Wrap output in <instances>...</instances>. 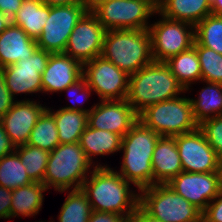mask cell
Listing matches in <instances>:
<instances>
[{
	"label": "cell",
	"mask_w": 222,
	"mask_h": 222,
	"mask_svg": "<svg viewBox=\"0 0 222 222\" xmlns=\"http://www.w3.org/2000/svg\"><path fill=\"white\" fill-rule=\"evenodd\" d=\"M167 184L203 212L221 190L220 172H180Z\"/></svg>",
	"instance_id": "15"
},
{
	"label": "cell",
	"mask_w": 222,
	"mask_h": 222,
	"mask_svg": "<svg viewBox=\"0 0 222 222\" xmlns=\"http://www.w3.org/2000/svg\"><path fill=\"white\" fill-rule=\"evenodd\" d=\"M38 49L35 39L18 26L10 25L0 33V68L26 60Z\"/></svg>",
	"instance_id": "19"
},
{
	"label": "cell",
	"mask_w": 222,
	"mask_h": 222,
	"mask_svg": "<svg viewBox=\"0 0 222 222\" xmlns=\"http://www.w3.org/2000/svg\"><path fill=\"white\" fill-rule=\"evenodd\" d=\"M182 163L183 172H219L220 160L215 150L208 144L203 132L196 130L174 136Z\"/></svg>",
	"instance_id": "13"
},
{
	"label": "cell",
	"mask_w": 222,
	"mask_h": 222,
	"mask_svg": "<svg viewBox=\"0 0 222 222\" xmlns=\"http://www.w3.org/2000/svg\"><path fill=\"white\" fill-rule=\"evenodd\" d=\"M42 105L28 98L15 100L11 109L0 119L15 148L27 144L39 116L47 108Z\"/></svg>",
	"instance_id": "17"
},
{
	"label": "cell",
	"mask_w": 222,
	"mask_h": 222,
	"mask_svg": "<svg viewBox=\"0 0 222 222\" xmlns=\"http://www.w3.org/2000/svg\"><path fill=\"white\" fill-rule=\"evenodd\" d=\"M185 93L166 62H155L144 66L129 77L126 100L139 114L152 104L178 97Z\"/></svg>",
	"instance_id": "3"
},
{
	"label": "cell",
	"mask_w": 222,
	"mask_h": 222,
	"mask_svg": "<svg viewBox=\"0 0 222 222\" xmlns=\"http://www.w3.org/2000/svg\"><path fill=\"white\" fill-rule=\"evenodd\" d=\"M92 168L95 167L88 160L79 142L59 144L49 153L43 183L47 189L53 187L55 191L62 193L69 189H81Z\"/></svg>",
	"instance_id": "5"
},
{
	"label": "cell",
	"mask_w": 222,
	"mask_h": 222,
	"mask_svg": "<svg viewBox=\"0 0 222 222\" xmlns=\"http://www.w3.org/2000/svg\"><path fill=\"white\" fill-rule=\"evenodd\" d=\"M16 151L0 159V186L8 189L33 183Z\"/></svg>",
	"instance_id": "29"
},
{
	"label": "cell",
	"mask_w": 222,
	"mask_h": 222,
	"mask_svg": "<svg viewBox=\"0 0 222 222\" xmlns=\"http://www.w3.org/2000/svg\"><path fill=\"white\" fill-rule=\"evenodd\" d=\"M50 54L38 48L28 59L2 68L6 87L13 98L16 94L43 93L41 75L46 69Z\"/></svg>",
	"instance_id": "14"
},
{
	"label": "cell",
	"mask_w": 222,
	"mask_h": 222,
	"mask_svg": "<svg viewBox=\"0 0 222 222\" xmlns=\"http://www.w3.org/2000/svg\"><path fill=\"white\" fill-rule=\"evenodd\" d=\"M58 215V222H88L92 208L82 189L68 192ZM54 222V221H49Z\"/></svg>",
	"instance_id": "30"
},
{
	"label": "cell",
	"mask_w": 222,
	"mask_h": 222,
	"mask_svg": "<svg viewBox=\"0 0 222 222\" xmlns=\"http://www.w3.org/2000/svg\"><path fill=\"white\" fill-rule=\"evenodd\" d=\"M15 151L30 179L36 183H43L50 152L29 144L16 147Z\"/></svg>",
	"instance_id": "31"
},
{
	"label": "cell",
	"mask_w": 222,
	"mask_h": 222,
	"mask_svg": "<svg viewBox=\"0 0 222 222\" xmlns=\"http://www.w3.org/2000/svg\"><path fill=\"white\" fill-rule=\"evenodd\" d=\"M212 7V14L222 15V0H208Z\"/></svg>",
	"instance_id": "45"
},
{
	"label": "cell",
	"mask_w": 222,
	"mask_h": 222,
	"mask_svg": "<svg viewBox=\"0 0 222 222\" xmlns=\"http://www.w3.org/2000/svg\"><path fill=\"white\" fill-rule=\"evenodd\" d=\"M220 179H221V189H222V161L220 162Z\"/></svg>",
	"instance_id": "49"
},
{
	"label": "cell",
	"mask_w": 222,
	"mask_h": 222,
	"mask_svg": "<svg viewBox=\"0 0 222 222\" xmlns=\"http://www.w3.org/2000/svg\"><path fill=\"white\" fill-rule=\"evenodd\" d=\"M23 0H0V9L11 19L18 12Z\"/></svg>",
	"instance_id": "40"
},
{
	"label": "cell",
	"mask_w": 222,
	"mask_h": 222,
	"mask_svg": "<svg viewBox=\"0 0 222 222\" xmlns=\"http://www.w3.org/2000/svg\"><path fill=\"white\" fill-rule=\"evenodd\" d=\"M69 95L68 99H72V100H77V104H82L84 103V101L88 100L89 96L91 95V92H94L86 83L85 78L82 76L78 81H76L75 83H73L71 86L67 87L65 90ZM76 97H75V95ZM79 94V95H77ZM77 98V99H76ZM76 102V101H73ZM75 106H66V107H62L63 109H68V110H73V111H81V112H85V113H89L92 109H93V105L90 109H83L82 106L78 107L76 103H74Z\"/></svg>",
	"instance_id": "35"
},
{
	"label": "cell",
	"mask_w": 222,
	"mask_h": 222,
	"mask_svg": "<svg viewBox=\"0 0 222 222\" xmlns=\"http://www.w3.org/2000/svg\"><path fill=\"white\" fill-rule=\"evenodd\" d=\"M160 16L159 21L150 24L148 32L153 60L166 62L194 45L195 29L192 24Z\"/></svg>",
	"instance_id": "9"
},
{
	"label": "cell",
	"mask_w": 222,
	"mask_h": 222,
	"mask_svg": "<svg viewBox=\"0 0 222 222\" xmlns=\"http://www.w3.org/2000/svg\"><path fill=\"white\" fill-rule=\"evenodd\" d=\"M54 116L58 130L60 144H73L80 140V136L88 126V113L60 108H47ZM55 111V112H54Z\"/></svg>",
	"instance_id": "25"
},
{
	"label": "cell",
	"mask_w": 222,
	"mask_h": 222,
	"mask_svg": "<svg viewBox=\"0 0 222 222\" xmlns=\"http://www.w3.org/2000/svg\"><path fill=\"white\" fill-rule=\"evenodd\" d=\"M139 121L158 135L174 137L198 128L190 98L176 97L149 105L138 114Z\"/></svg>",
	"instance_id": "6"
},
{
	"label": "cell",
	"mask_w": 222,
	"mask_h": 222,
	"mask_svg": "<svg viewBox=\"0 0 222 222\" xmlns=\"http://www.w3.org/2000/svg\"><path fill=\"white\" fill-rule=\"evenodd\" d=\"M195 41L222 54V15L210 14L195 27Z\"/></svg>",
	"instance_id": "32"
},
{
	"label": "cell",
	"mask_w": 222,
	"mask_h": 222,
	"mask_svg": "<svg viewBox=\"0 0 222 222\" xmlns=\"http://www.w3.org/2000/svg\"><path fill=\"white\" fill-rule=\"evenodd\" d=\"M153 185L167 184L183 172L175 137L161 136L152 155Z\"/></svg>",
	"instance_id": "20"
},
{
	"label": "cell",
	"mask_w": 222,
	"mask_h": 222,
	"mask_svg": "<svg viewBox=\"0 0 222 222\" xmlns=\"http://www.w3.org/2000/svg\"><path fill=\"white\" fill-rule=\"evenodd\" d=\"M12 190L0 186V219H10Z\"/></svg>",
	"instance_id": "38"
},
{
	"label": "cell",
	"mask_w": 222,
	"mask_h": 222,
	"mask_svg": "<svg viewBox=\"0 0 222 222\" xmlns=\"http://www.w3.org/2000/svg\"><path fill=\"white\" fill-rule=\"evenodd\" d=\"M82 76L100 100L127 98L130 76L102 55L83 64Z\"/></svg>",
	"instance_id": "10"
},
{
	"label": "cell",
	"mask_w": 222,
	"mask_h": 222,
	"mask_svg": "<svg viewBox=\"0 0 222 222\" xmlns=\"http://www.w3.org/2000/svg\"><path fill=\"white\" fill-rule=\"evenodd\" d=\"M113 222H135L134 213L117 215L113 213Z\"/></svg>",
	"instance_id": "44"
},
{
	"label": "cell",
	"mask_w": 222,
	"mask_h": 222,
	"mask_svg": "<svg viewBox=\"0 0 222 222\" xmlns=\"http://www.w3.org/2000/svg\"><path fill=\"white\" fill-rule=\"evenodd\" d=\"M129 76L152 63L148 29L107 30L101 54Z\"/></svg>",
	"instance_id": "4"
},
{
	"label": "cell",
	"mask_w": 222,
	"mask_h": 222,
	"mask_svg": "<svg viewBox=\"0 0 222 222\" xmlns=\"http://www.w3.org/2000/svg\"><path fill=\"white\" fill-rule=\"evenodd\" d=\"M171 68L173 75L185 91L190 90L189 87L193 82H201V67L197 50L194 46L185 50L166 61Z\"/></svg>",
	"instance_id": "26"
},
{
	"label": "cell",
	"mask_w": 222,
	"mask_h": 222,
	"mask_svg": "<svg viewBox=\"0 0 222 222\" xmlns=\"http://www.w3.org/2000/svg\"><path fill=\"white\" fill-rule=\"evenodd\" d=\"M92 170L81 187L92 210L117 215L134 213L139 207L140 193L130 190V183L108 165Z\"/></svg>",
	"instance_id": "1"
},
{
	"label": "cell",
	"mask_w": 222,
	"mask_h": 222,
	"mask_svg": "<svg viewBox=\"0 0 222 222\" xmlns=\"http://www.w3.org/2000/svg\"><path fill=\"white\" fill-rule=\"evenodd\" d=\"M198 128L203 132L208 144L215 150L222 161V116L203 120Z\"/></svg>",
	"instance_id": "34"
},
{
	"label": "cell",
	"mask_w": 222,
	"mask_h": 222,
	"mask_svg": "<svg viewBox=\"0 0 222 222\" xmlns=\"http://www.w3.org/2000/svg\"><path fill=\"white\" fill-rule=\"evenodd\" d=\"M198 98L190 99L195 121L200 124L208 118L222 116V84L205 82Z\"/></svg>",
	"instance_id": "27"
},
{
	"label": "cell",
	"mask_w": 222,
	"mask_h": 222,
	"mask_svg": "<svg viewBox=\"0 0 222 222\" xmlns=\"http://www.w3.org/2000/svg\"><path fill=\"white\" fill-rule=\"evenodd\" d=\"M50 14V6L42 0H23L11 23L21 27L26 34L37 40Z\"/></svg>",
	"instance_id": "23"
},
{
	"label": "cell",
	"mask_w": 222,
	"mask_h": 222,
	"mask_svg": "<svg viewBox=\"0 0 222 222\" xmlns=\"http://www.w3.org/2000/svg\"><path fill=\"white\" fill-rule=\"evenodd\" d=\"M106 29L87 11L75 25L64 53L82 65L102 54Z\"/></svg>",
	"instance_id": "12"
},
{
	"label": "cell",
	"mask_w": 222,
	"mask_h": 222,
	"mask_svg": "<svg viewBox=\"0 0 222 222\" xmlns=\"http://www.w3.org/2000/svg\"><path fill=\"white\" fill-rule=\"evenodd\" d=\"M49 6L86 4V0H42Z\"/></svg>",
	"instance_id": "43"
},
{
	"label": "cell",
	"mask_w": 222,
	"mask_h": 222,
	"mask_svg": "<svg viewBox=\"0 0 222 222\" xmlns=\"http://www.w3.org/2000/svg\"><path fill=\"white\" fill-rule=\"evenodd\" d=\"M27 144L48 152H51L60 144L55 118L47 108L39 116Z\"/></svg>",
	"instance_id": "28"
},
{
	"label": "cell",
	"mask_w": 222,
	"mask_h": 222,
	"mask_svg": "<svg viewBox=\"0 0 222 222\" xmlns=\"http://www.w3.org/2000/svg\"><path fill=\"white\" fill-rule=\"evenodd\" d=\"M193 46L196 48L199 58L201 82L222 84V54L201 46L196 41Z\"/></svg>",
	"instance_id": "33"
},
{
	"label": "cell",
	"mask_w": 222,
	"mask_h": 222,
	"mask_svg": "<svg viewBox=\"0 0 222 222\" xmlns=\"http://www.w3.org/2000/svg\"><path fill=\"white\" fill-rule=\"evenodd\" d=\"M156 11L146 0H109L91 12L106 30H141L148 29Z\"/></svg>",
	"instance_id": "8"
},
{
	"label": "cell",
	"mask_w": 222,
	"mask_h": 222,
	"mask_svg": "<svg viewBox=\"0 0 222 222\" xmlns=\"http://www.w3.org/2000/svg\"><path fill=\"white\" fill-rule=\"evenodd\" d=\"M87 11L86 4L50 6L49 17L36 40L38 48L64 53L70 34Z\"/></svg>",
	"instance_id": "11"
},
{
	"label": "cell",
	"mask_w": 222,
	"mask_h": 222,
	"mask_svg": "<svg viewBox=\"0 0 222 222\" xmlns=\"http://www.w3.org/2000/svg\"><path fill=\"white\" fill-rule=\"evenodd\" d=\"M88 222H113V213L92 210Z\"/></svg>",
	"instance_id": "41"
},
{
	"label": "cell",
	"mask_w": 222,
	"mask_h": 222,
	"mask_svg": "<svg viewBox=\"0 0 222 222\" xmlns=\"http://www.w3.org/2000/svg\"><path fill=\"white\" fill-rule=\"evenodd\" d=\"M83 65L65 53H51L46 69L41 75L43 93L63 92L78 81Z\"/></svg>",
	"instance_id": "18"
},
{
	"label": "cell",
	"mask_w": 222,
	"mask_h": 222,
	"mask_svg": "<svg viewBox=\"0 0 222 222\" xmlns=\"http://www.w3.org/2000/svg\"><path fill=\"white\" fill-rule=\"evenodd\" d=\"M109 0H86V7L88 11H92L97 5Z\"/></svg>",
	"instance_id": "47"
},
{
	"label": "cell",
	"mask_w": 222,
	"mask_h": 222,
	"mask_svg": "<svg viewBox=\"0 0 222 222\" xmlns=\"http://www.w3.org/2000/svg\"><path fill=\"white\" fill-rule=\"evenodd\" d=\"M15 100L6 87L4 71L0 68V119L11 109Z\"/></svg>",
	"instance_id": "37"
},
{
	"label": "cell",
	"mask_w": 222,
	"mask_h": 222,
	"mask_svg": "<svg viewBox=\"0 0 222 222\" xmlns=\"http://www.w3.org/2000/svg\"><path fill=\"white\" fill-rule=\"evenodd\" d=\"M79 144L84 150L88 160L94 167H103L102 164H95L92 160L94 156L114 154L121 151L122 136L107 130H99L86 127L80 136Z\"/></svg>",
	"instance_id": "22"
},
{
	"label": "cell",
	"mask_w": 222,
	"mask_h": 222,
	"mask_svg": "<svg viewBox=\"0 0 222 222\" xmlns=\"http://www.w3.org/2000/svg\"><path fill=\"white\" fill-rule=\"evenodd\" d=\"M139 193V206L161 222H202V212L168 184H154Z\"/></svg>",
	"instance_id": "7"
},
{
	"label": "cell",
	"mask_w": 222,
	"mask_h": 222,
	"mask_svg": "<svg viewBox=\"0 0 222 222\" xmlns=\"http://www.w3.org/2000/svg\"><path fill=\"white\" fill-rule=\"evenodd\" d=\"M11 23V19L0 9V33Z\"/></svg>",
	"instance_id": "46"
},
{
	"label": "cell",
	"mask_w": 222,
	"mask_h": 222,
	"mask_svg": "<svg viewBox=\"0 0 222 222\" xmlns=\"http://www.w3.org/2000/svg\"><path fill=\"white\" fill-rule=\"evenodd\" d=\"M14 151L15 146L12 144L3 124L0 122V159Z\"/></svg>",
	"instance_id": "39"
},
{
	"label": "cell",
	"mask_w": 222,
	"mask_h": 222,
	"mask_svg": "<svg viewBox=\"0 0 222 222\" xmlns=\"http://www.w3.org/2000/svg\"><path fill=\"white\" fill-rule=\"evenodd\" d=\"M156 13L195 27L212 13V7L208 0H164Z\"/></svg>",
	"instance_id": "21"
},
{
	"label": "cell",
	"mask_w": 222,
	"mask_h": 222,
	"mask_svg": "<svg viewBox=\"0 0 222 222\" xmlns=\"http://www.w3.org/2000/svg\"><path fill=\"white\" fill-rule=\"evenodd\" d=\"M45 191H47L46 185L36 182L13 189L10 218L37 215L43 205Z\"/></svg>",
	"instance_id": "24"
},
{
	"label": "cell",
	"mask_w": 222,
	"mask_h": 222,
	"mask_svg": "<svg viewBox=\"0 0 222 222\" xmlns=\"http://www.w3.org/2000/svg\"><path fill=\"white\" fill-rule=\"evenodd\" d=\"M156 10L162 5L164 0H146Z\"/></svg>",
	"instance_id": "48"
},
{
	"label": "cell",
	"mask_w": 222,
	"mask_h": 222,
	"mask_svg": "<svg viewBox=\"0 0 222 222\" xmlns=\"http://www.w3.org/2000/svg\"><path fill=\"white\" fill-rule=\"evenodd\" d=\"M160 137L139 120L122 137L123 159L118 172L137 186L138 192L153 185L152 155Z\"/></svg>",
	"instance_id": "2"
},
{
	"label": "cell",
	"mask_w": 222,
	"mask_h": 222,
	"mask_svg": "<svg viewBox=\"0 0 222 222\" xmlns=\"http://www.w3.org/2000/svg\"><path fill=\"white\" fill-rule=\"evenodd\" d=\"M202 222H222V189L202 212Z\"/></svg>",
	"instance_id": "36"
},
{
	"label": "cell",
	"mask_w": 222,
	"mask_h": 222,
	"mask_svg": "<svg viewBox=\"0 0 222 222\" xmlns=\"http://www.w3.org/2000/svg\"><path fill=\"white\" fill-rule=\"evenodd\" d=\"M135 222H161L149 216L140 206L134 212Z\"/></svg>",
	"instance_id": "42"
},
{
	"label": "cell",
	"mask_w": 222,
	"mask_h": 222,
	"mask_svg": "<svg viewBox=\"0 0 222 222\" xmlns=\"http://www.w3.org/2000/svg\"><path fill=\"white\" fill-rule=\"evenodd\" d=\"M138 113L126 99L100 100L88 113V127L107 130L122 137L137 123Z\"/></svg>",
	"instance_id": "16"
}]
</instances>
